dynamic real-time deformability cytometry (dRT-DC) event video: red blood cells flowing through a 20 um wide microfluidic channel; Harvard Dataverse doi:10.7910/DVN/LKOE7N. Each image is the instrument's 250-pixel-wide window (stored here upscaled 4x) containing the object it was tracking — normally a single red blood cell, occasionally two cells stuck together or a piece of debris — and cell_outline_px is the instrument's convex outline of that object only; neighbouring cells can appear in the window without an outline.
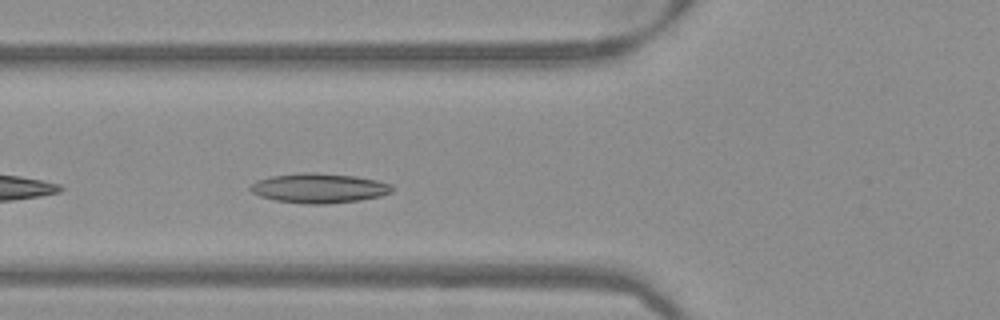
{"species": "Egyptian fruit bat (a non-hibernating species)", "species_latin": "Rousettus aegyptiacus", "temperature_condition": "warm", "stored_images_in_passage": 25, "camera_frame_rate_fps": 3000, "um_per_image_px": 0.085, "frame": {"image": 1, "passage_image": 4, "time_ms": 1.0, "image_size_px": [1000, 320], "cell_outline_px": [[396, 188], [392, 192], [380, 196], [360, 200], [328, 204], [304, 204], [276, 200], [260, 196], [252, 192], [248, 188], [256, 180], [272, 176], [304, 172], [316, 172], [356, 176], [376, 180], [392, 184]], "centroid_in_image_um": [27.15, 15.99], "position_along_channel_um": 98.7, "area_um2": 24.68}}
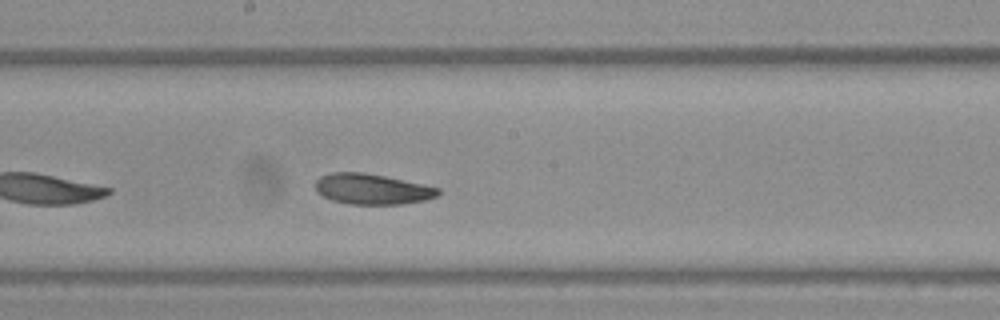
{"frame": {"image": 2, "passage_image": 13, "time_ms": 4.0, "image_size_px": [1000, 320], "cell_outline_px": [[440, 192], [436, 196], [424, 200], [400, 204], [348, 204], [332, 200], [316, 192], [316, 180], [320, 176], [332, 172], [364, 172], [424, 184], [440, 188]], "centroid_in_image_um": [31.61, 16.06], "position_along_channel_um": 216.6, "area_um2": 21.79}}
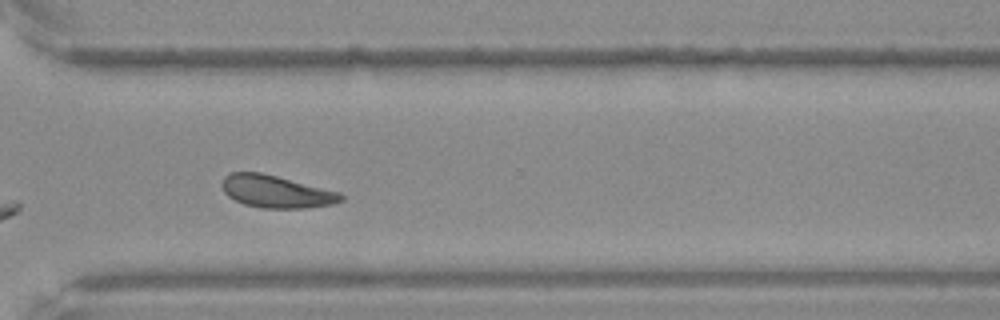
{"frame": {"image": 3, "passage_image": 23, "time_ms": 7.333, "image_size_px": [1000, 320], "cell_outline_px": [[344, 200], [332, 204], [304, 208], [260, 208], [244, 204], [228, 196], [224, 192], [220, 184], [224, 176], [228, 172], [260, 172], [340, 192], [344, 196]], "centroid_in_image_um": [23.44, 16.28], "position_along_channel_um": 347.2, "area_um2": 22.48}}